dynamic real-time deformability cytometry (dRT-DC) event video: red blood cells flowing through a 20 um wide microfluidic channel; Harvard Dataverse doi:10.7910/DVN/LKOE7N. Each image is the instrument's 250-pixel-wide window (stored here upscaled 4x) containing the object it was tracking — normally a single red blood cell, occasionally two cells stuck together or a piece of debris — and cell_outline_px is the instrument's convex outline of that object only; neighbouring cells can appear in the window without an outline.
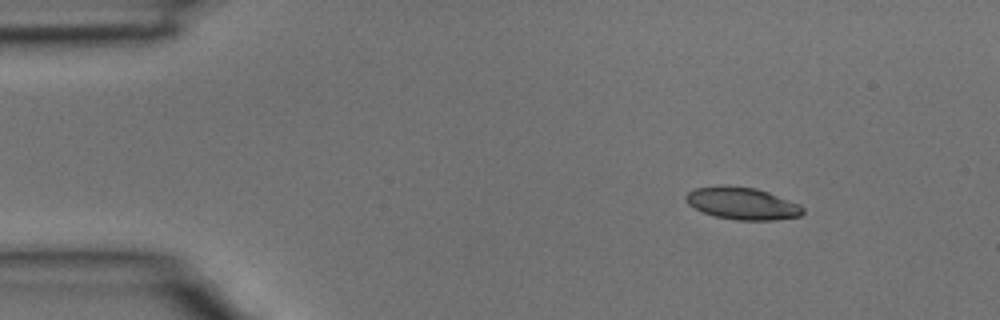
{"species": "common noctule bat (a hibernating species)", "species_latin": "Nyctalus noctula", "temperature_condition": "room temperature", "stored_images_in_passage": 20, "camera_frame_rate_fps": 3000, "um_per_image_px": 0.085, "animal": {"sex": "male", "body_mass_g": 15.6}, "frame": {"image": 1, "passage_image": 1, "time_ms": 0.0, "image_size_px": [1000, 320], "cell_outline_px": [[804, 212], [800, 216], [776, 220], [736, 220], [716, 216], [704, 212], [688, 204], [684, 196], [688, 192], [696, 188], [720, 184], [724, 184], [756, 188], [768, 192], [800, 204], [804, 208]], "centroid_in_image_um": [63.1, 17.27], "position_along_channel_um": 21.9, "area_um2": 22.08}}
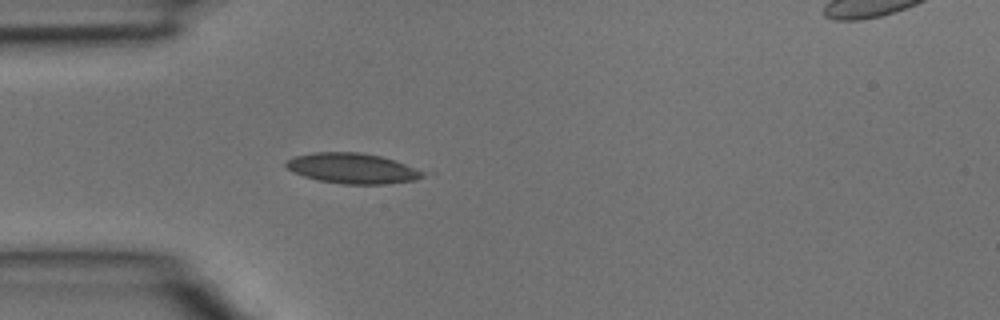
{"frame": {"image": 2, "passage_image": 7, "time_ms": 2.0, "image_size_px": [1000, 320], "cell_outline_px": [[424, 176], [416, 180], [384, 184], [344, 184], [320, 180], [304, 176], [292, 172], [284, 164], [284, 160], [292, 156], [312, 152], [360, 152], [380, 156], [404, 164], [424, 172]], "centroid_in_image_um": [29.88, 14.3], "position_along_channel_um": 55.1, "area_um2": 24.1}}
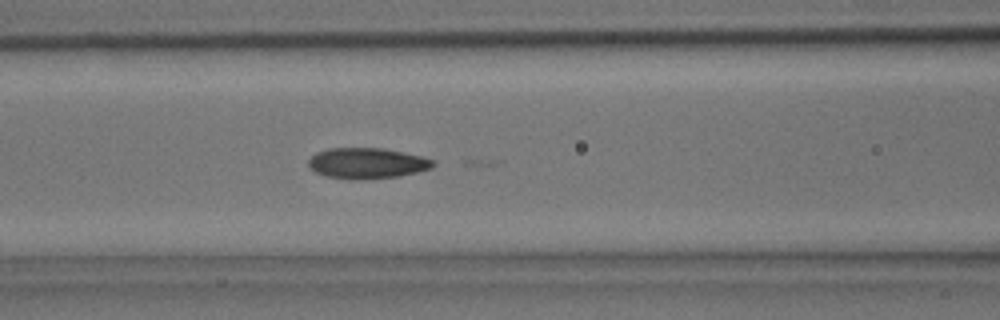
{"frame": {"image": 3, "passage_image": 12, "time_ms": 3.667, "image_size_px": [1000, 320], "cell_outline_px": [[436, 164], [432, 168], [400, 176], [360, 180], [352, 180], [324, 176], [316, 172], [308, 164], [308, 160], [316, 152], [328, 148], [384, 148], [420, 156], [436, 160]], "centroid_in_image_um": [31.2, 13.88], "position_along_channel_um": 135.4, "area_um2": 22.48}}